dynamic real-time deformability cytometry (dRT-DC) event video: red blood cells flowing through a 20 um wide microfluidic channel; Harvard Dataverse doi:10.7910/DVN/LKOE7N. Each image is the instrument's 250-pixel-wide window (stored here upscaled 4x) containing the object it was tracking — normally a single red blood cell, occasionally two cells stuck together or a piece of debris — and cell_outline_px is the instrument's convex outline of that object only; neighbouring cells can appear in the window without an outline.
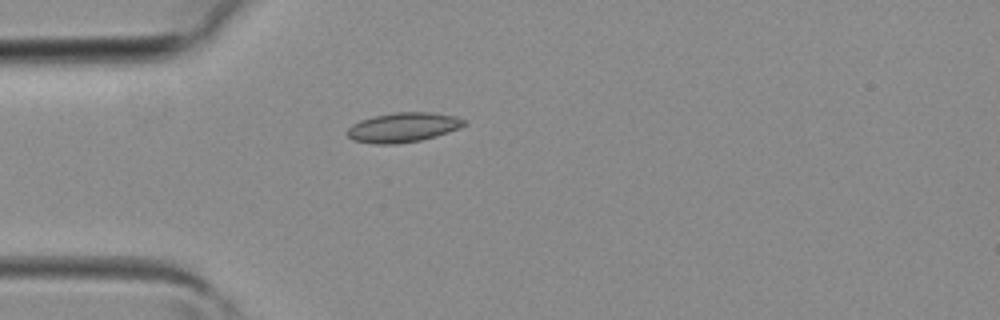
{"species": "common noctule bat (a hibernating species)", "species_latin": "Nyctalus noctula", "temperature_condition": "room temperature", "stored_images_in_passage": 4, "camera_frame_rate_fps": 3000, "um_per_image_px": 0.085, "animal": {"sex": "female", "body_mass_g": 19.3, "forearm_length_mm": 54.1}, "frame": {"image": 1, "passage_image": 4, "time_ms": 1.0, "image_size_px": [1000, 320], "cell_outline_px": [[468, 124], [460, 128], [436, 136], [420, 140], [396, 144], [376, 144], [352, 140], [348, 136], [348, 128], [352, 124], [360, 120], [376, 116], [396, 112], [432, 112], [456, 116], [464, 120]], "centroid_in_image_um": [34.29, 10.82], "position_along_channel_um": 50.7, "area_um2": 20.11}}